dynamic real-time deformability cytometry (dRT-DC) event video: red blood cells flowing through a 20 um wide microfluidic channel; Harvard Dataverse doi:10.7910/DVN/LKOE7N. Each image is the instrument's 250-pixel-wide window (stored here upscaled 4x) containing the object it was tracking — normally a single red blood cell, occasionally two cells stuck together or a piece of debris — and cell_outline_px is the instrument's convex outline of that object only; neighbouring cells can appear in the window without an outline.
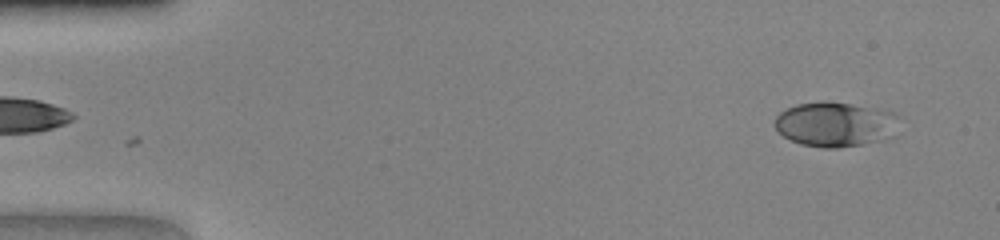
{"species": "human", "species_latin": "Homo sapiens", "temperature_condition": "warm", "stored_images_in_passage": 47, "camera_frame_rate_fps": 3000, "um_per_image_px": 0.085, "donor": {"sex": "female"}, "frame": {"image": 1, "passage_image": 3, "time_ms": 0.667, "image_size_px": [1000, 240], "cell_outline_px": [[900, 116], [884, 136], [880, 140], [860, 144], [836, 148], [824, 148], [800, 144], [784, 136], [772, 124], [776, 116], [780, 112], [796, 104], [824, 100], [852, 104], [892, 112]], "centroid_in_image_um": [70.85, 10.54], "position_along_channel_um": 14.1, "area_um2": 31.67}}
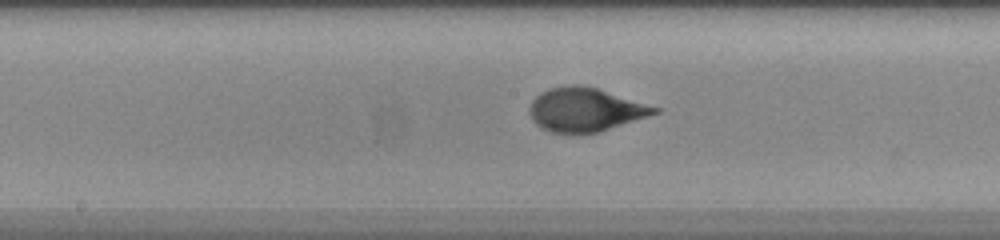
{"frame": {"image": 2, "passage_image": 24, "time_ms": 7.667, "image_size_px": [1000, 240], "cell_outline_px": [[660, 112], [600, 132], [552, 132], [536, 124], [532, 120], [528, 112], [528, 108], [532, 100], [540, 92], [548, 88], [572, 84], [576, 84], [596, 88], [660, 108]], "centroid_in_image_um": [49.71, 9.31], "position_along_channel_um": 198.5, "area_um2": 31.5}}
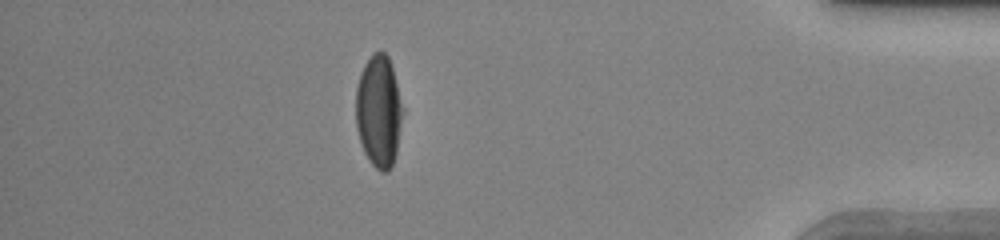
{"frame": {"image": 3, "passage_image": 41, "time_ms": 13.333, "image_size_px": [1000, 240], "cell_outline_px": [[404, 108], [396, 152], [392, 164], [388, 172], [380, 172], [368, 160], [364, 152], [356, 128], [356, 88], [360, 72], [364, 64], [372, 52], [384, 52], [388, 56], [392, 68]], "centroid_in_image_um": [32.19, 9.45], "position_along_channel_um": 403.0, "area_um2": 30.75}}